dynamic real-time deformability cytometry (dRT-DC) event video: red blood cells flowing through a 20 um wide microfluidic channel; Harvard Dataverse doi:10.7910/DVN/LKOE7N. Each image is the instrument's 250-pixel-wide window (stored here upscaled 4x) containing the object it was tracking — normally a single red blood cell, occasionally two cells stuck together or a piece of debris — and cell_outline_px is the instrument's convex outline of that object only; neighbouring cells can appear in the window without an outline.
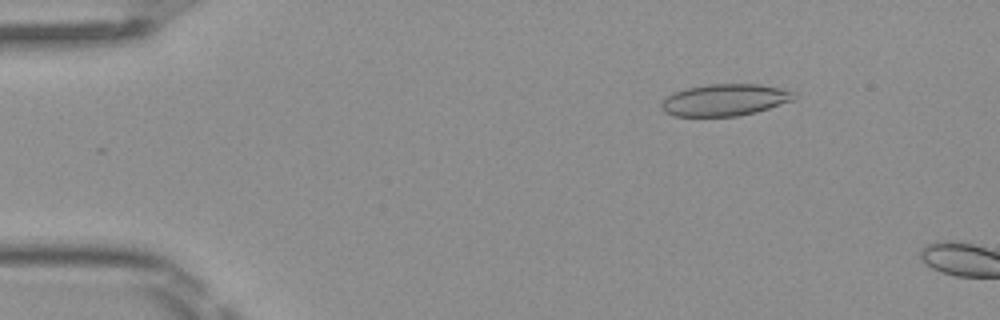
{"species": "Egyptian fruit bat (a non-hibernating species)", "species_latin": "Rousettus aegyptiacus", "temperature_condition": "room temperature", "stored_images_in_passage": 10, "camera_frame_rate_fps": 3000, "um_per_image_px": 0.085, "frame": {"image": 1, "passage_image": 7, "time_ms": 2.0, "image_size_px": [1000, 320], "cell_outline_px": [[800, 96], [792, 100], [756, 112], [736, 116], [672, 116], [664, 112], [660, 108], [660, 100], [672, 92], [684, 88], [708, 84], [760, 84], [780, 88], [796, 92]], "centroid_in_image_um": [61.56, 8.49], "position_along_channel_um": 23.4, "area_um2": 24.97}}